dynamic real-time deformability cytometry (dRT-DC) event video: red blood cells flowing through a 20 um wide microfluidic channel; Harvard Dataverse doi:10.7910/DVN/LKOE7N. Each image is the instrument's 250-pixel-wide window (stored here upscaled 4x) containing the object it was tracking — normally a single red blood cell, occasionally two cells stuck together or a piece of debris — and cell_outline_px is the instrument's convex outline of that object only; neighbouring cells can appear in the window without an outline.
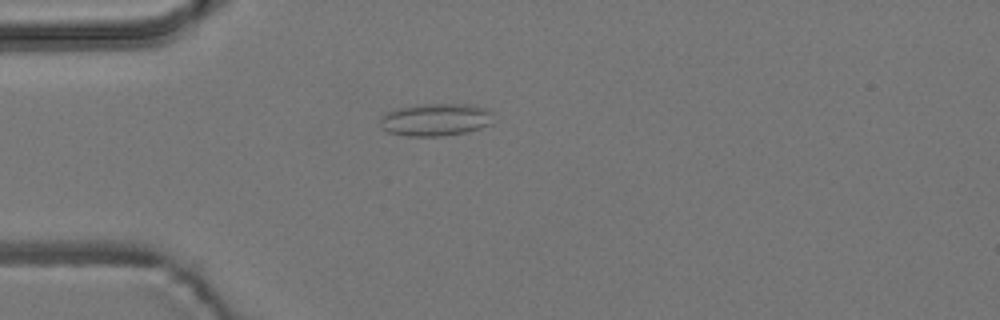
{"species": "common noctule bat (a hibernating species)", "species_latin": "Nyctalus noctula", "temperature_condition": "room temperature", "stored_images_in_passage": 4, "camera_frame_rate_fps": 3000, "um_per_image_px": 0.085, "animal": {"sex": "male", "body_mass_g": 19.2, "forearm_length_mm": 51.8}, "frame": {"image": 1, "passage_image": 4, "time_ms": 4.0, "image_size_px": [1000, 320], "cell_outline_px": [[492, 124], [480, 128], [464, 132], [440, 136], [408, 136], [388, 132], [380, 124], [380, 120], [388, 112], [400, 108], [416, 104], [468, 104], [484, 108], [492, 112]], "centroid_in_image_um": [37.05, 10.17], "position_along_channel_um": 47.9, "area_um2": 21.21}}